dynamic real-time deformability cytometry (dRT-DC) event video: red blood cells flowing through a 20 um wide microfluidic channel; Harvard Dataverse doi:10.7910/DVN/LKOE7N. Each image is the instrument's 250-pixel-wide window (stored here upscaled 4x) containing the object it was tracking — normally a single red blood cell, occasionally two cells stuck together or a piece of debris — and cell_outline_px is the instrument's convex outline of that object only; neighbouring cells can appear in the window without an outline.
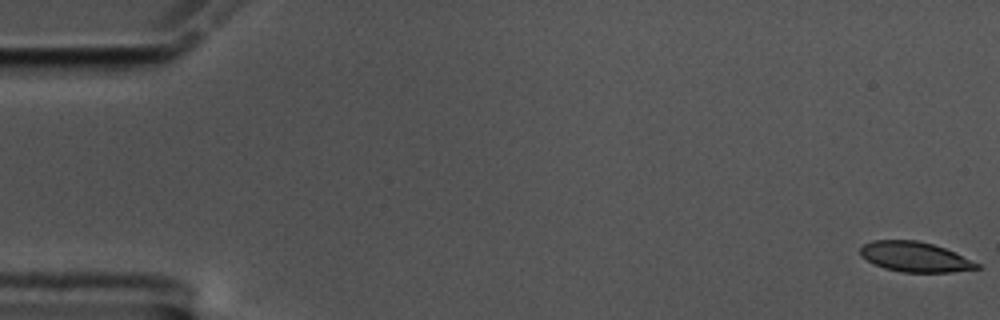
{"species": "common noctule bat (a hibernating species)", "species_latin": "Nyctalus noctula", "temperature_condition": "cold", "stored_images_in_passage": 58, "camera_frame_rate_fps": 3000, "um_per_image_px": 0.085, "animal": {"sex": "male", "body_mass_g": 17.5, "forearm_length_mm": 52.3}, "frame": {"image": 1, "passage_image": 1, "time_ms": 0.0, "image_size_px": [1000, 320], "cell_outline_px": [[984, 268], [952, 272], [904, 272], [884, 268], [860, 256], [860, 248], [864, 244], [872, 240], [916, 240], [932, 244], [944, 248], [980, 264]], "centroid_in_image_um": [77.78, 21.83], "position_along_channel_um": 7.2, "area_um2": 20.23}}
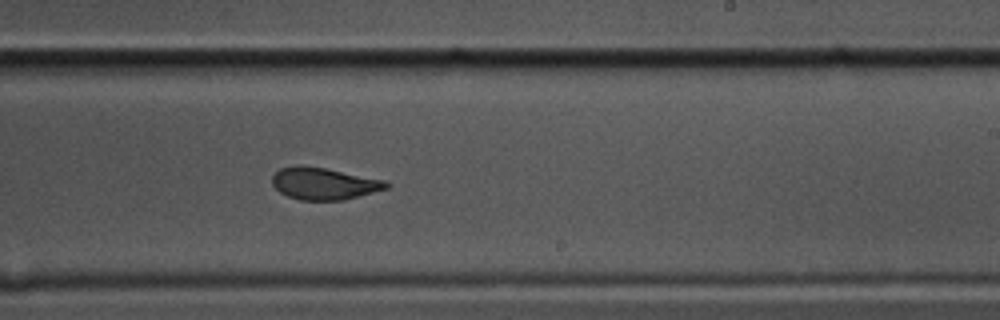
{"frame": {"image": 2, "passage_image": 35, "time_ms": 11.333, "image_size_px": [1000, 320], "cell_outline_px": [[392, 184], [388, 188], [344, 200], [300, 200], [288, 196], [280, 192], [272, 184], [272, 176], [280, 168], [324, 168], [384, 180]], "centroid_in_image_um": [27.58, 15.65], "position_along_channel_um": 261.4, "area_um2": 20.58}}
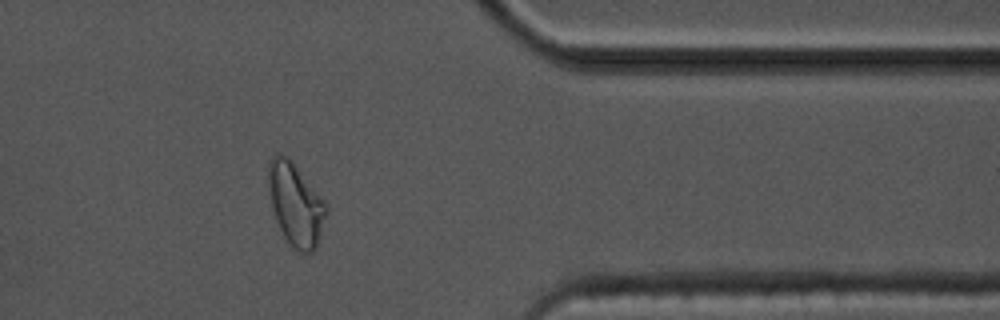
{"frame": {"image": 3, "passage_image": 47, "time_ms": 15.333, "image_size_px": [1000, 320], "cell_outline_px": [[328, 212], [316, 248], [312, 252], [300, 252], [292, 248], [284, 236], [276, 220], [272, 208], [268, 176], [268, 164], [272, 156], [276, 152], [280, 152], [288, 156], [292, 160], [328, 204]], "centroid_in_image_um": [25.15, 17.34], "position_along_channel_um": 386.3, "area_um2": 28.09}, "authors_computed_cell_mechanics": {"area_um2": 22.0507, "velocity_mm_per_s": 3.518, "shape_relaxation_time_tau1_ms": 6.0643, "shape_relaxation_time_tau2_ms": 1.5995, "deformation_change_tau1": 0.1727, "deformation_change_tau2": 0.0774}}